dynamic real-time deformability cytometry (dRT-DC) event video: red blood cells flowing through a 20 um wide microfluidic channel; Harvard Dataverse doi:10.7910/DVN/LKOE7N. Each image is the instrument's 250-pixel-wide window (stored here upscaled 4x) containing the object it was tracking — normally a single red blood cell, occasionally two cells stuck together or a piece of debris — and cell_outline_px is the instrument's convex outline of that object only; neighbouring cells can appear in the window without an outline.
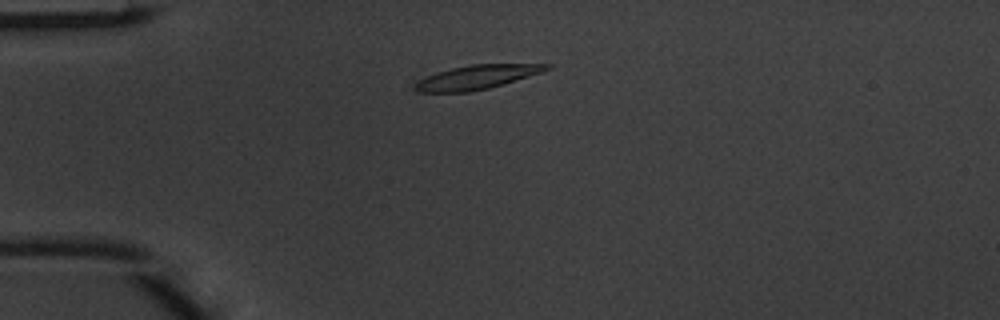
{"species": "common noctule bat (a hibernating species)", "species_latin": "Nyctalus noctula", "temperature_condition": "warm", "stored_images_in_passage": 5, "camera_frame_rate_fps": 3000, "um_per_image_px": 0.085, "animal": {"sex": "male", "body_mass_g": 20.1, "forearm_length_mm": 53.5}, "frame": {"image": 1, "passage_image": 2, "time_ms": 0.333, "image_size_px": [1000, 320], "cell_outline_px": [[552, 68], [540, 72], [488, 88], [468, 92], [420, 92], [416, 88], [416, 84], [420, 80], [428, 76], [452, 68], [468, 64], [552, 64]], "centroid_in_image_um": [40.56, 6.55], "position_along_channel_um": 44.4, "area_um2": 17.8}}
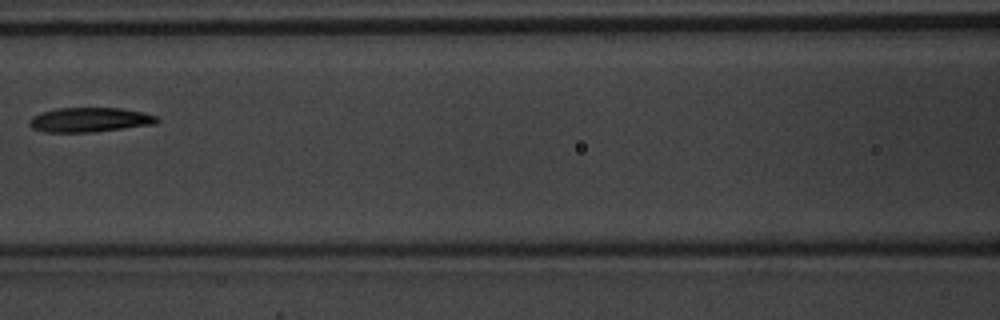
{"frame": {"image": 2, "passage_image": 5, "time_ms": 1.333, "image_size_px": [1000, 320], "cell_outline_px": [[160, 120], [156, 124], [92, 132], [44, 132], [32, 128], [28, 124], [28, 120], [32, 116], [56, 108], [124, 108], [144, 112], [156, 116]], "centroid_in_image_um": [7.63, 10.18], "position_along_channel_um": 159.0, "area_um2": 18.32}}